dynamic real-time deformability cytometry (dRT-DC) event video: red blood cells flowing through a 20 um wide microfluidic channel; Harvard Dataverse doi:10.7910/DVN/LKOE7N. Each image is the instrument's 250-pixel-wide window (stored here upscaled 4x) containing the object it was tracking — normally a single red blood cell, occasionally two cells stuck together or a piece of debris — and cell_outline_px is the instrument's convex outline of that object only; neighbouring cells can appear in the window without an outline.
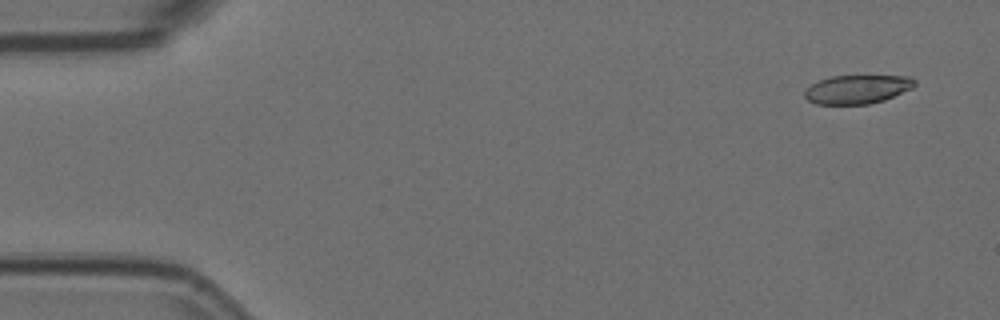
{"species": "Egyptian fruit bat (a non-hibernating species)", "species_latin": "Rousettus aegyptiacus", "temperature_condition": "room temperature", "stored_images_in_passage": 7, "camera_frame_rate_fps": 3000, "um_per_image_px": 0.085, "animal": {"sex": "female"}, "frame": {"image": 1, "passage_image": 1, "time_ms": 0.0, "image_size_px": [1000, 320], "cell_outline_px": [[916, 84], [912, 88], [884, 100], [868, 104], [816, 104], [808, 100], [804, 96], [804, 88], [820, 80], [832, 76], [912, 76], [916, 80]], "centroid_in_image_um": [72.86, 7.59], "position_along_channel_um": 12.1, "area_um2": 18.44}}
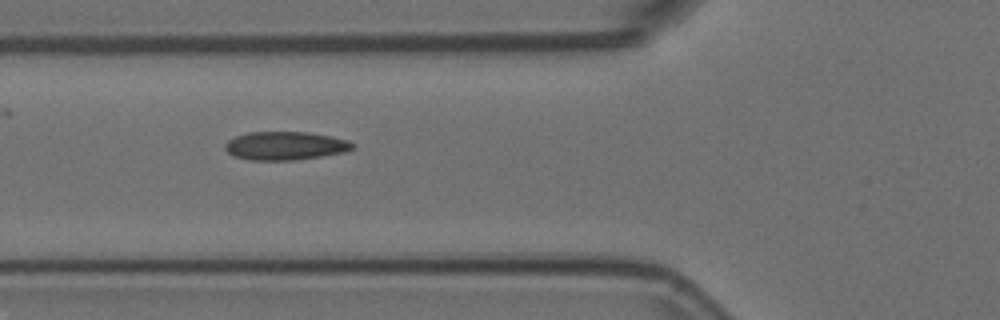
{"frame": {"image": 2, "passage_image": 6, "time_ms": 1.667, "image_size_px": [1000, 320], "cell_outline_px": [[356, 148], [344, 152], [320, 156], [292, 160], [252, 160], [232, 156], [224, 148], [224, 144], [228, 140], [236, 136], [248, 132], [308, 132], [332, 136], [348, 140], [356, 144]], "centroid_in_image_um": [24.26, 12.38], "position_along_channel_um": 101.5, "area_um2": 21.21}}
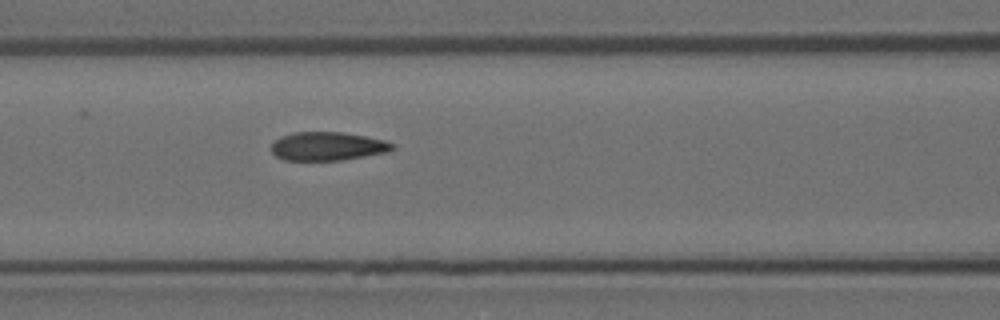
{"frame": {"image": 3, "passage_image": 7, "time_ms": 2.0, "image_size_px": [1000, 320], "cell_outline_px": [[392, 148], [388, 152], [340, 160], [284, 160], [276, 156], [272, 152], [272, 144], [280, 136], [292, 132], [340, 132], [364, 136], [384, 140], [392, 144]], "centroid_in_image_um": [27.79, 12.43], "position_along_channel_um": 138.8, "area_um2": 19.88}}